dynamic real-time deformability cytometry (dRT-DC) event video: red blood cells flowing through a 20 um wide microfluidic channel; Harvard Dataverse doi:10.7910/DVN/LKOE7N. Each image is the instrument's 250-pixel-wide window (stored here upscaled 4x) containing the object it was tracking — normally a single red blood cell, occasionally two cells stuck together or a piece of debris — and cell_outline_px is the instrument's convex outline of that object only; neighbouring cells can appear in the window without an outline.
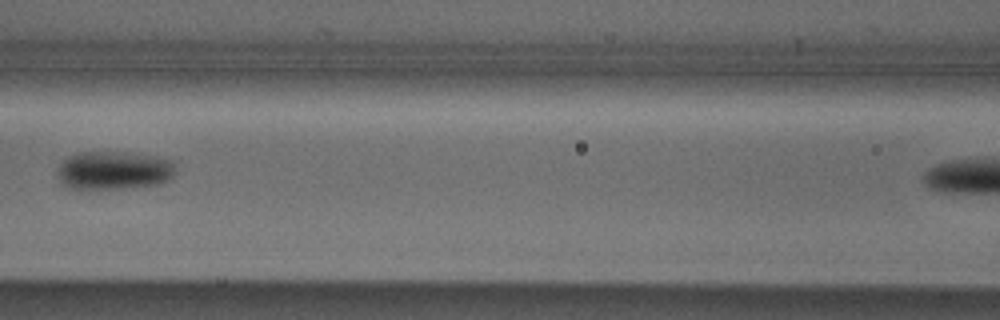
{"species": "Egyptian fruit bat (a non-hibernating species)", "species_latin": "Rousettus aegyptiacus", "temperature_condition": "cold", "stored_images_in_passage": 5, "segment_of_instrument_passage": [1, 2], "camera_frame_rate_fps": 3000, "um_per_image_px": 0.085, "animal": {"sex": "male"}, "frame": {"image": 1, "passage_image": 4, "time_ms": 1.0, "image_size_px": [1000, 320], "cell_outline_px": [[176, 168], [172, 176], [168, 180], [160, 184], [124, 188], [64, 188], [60, 184], [56, 176], [56, 172], [60, 164], [68, 156], [80, 152], [124, 152], [156, 156], [172, 160]], "centroid_in_image_um": [9.64, 14.48], "position_along_channel_um": 157.0, "area_um2": 26.7}}